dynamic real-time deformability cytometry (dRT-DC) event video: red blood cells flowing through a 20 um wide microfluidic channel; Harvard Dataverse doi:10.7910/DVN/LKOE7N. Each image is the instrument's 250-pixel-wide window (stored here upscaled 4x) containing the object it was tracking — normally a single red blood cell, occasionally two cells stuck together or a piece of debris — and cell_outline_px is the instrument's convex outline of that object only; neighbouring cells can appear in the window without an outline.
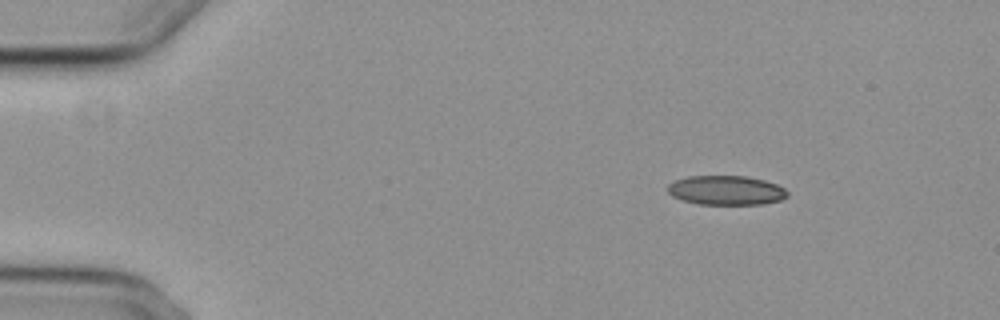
{"species": "common noctule bat (a hibernating species)", "species_latin": "Nyctalus noctula", "temperature_condition": "cold", "stored_images_in_passage": 48, "camera_frame_rate_fps": 3000, "um_per_image_px": 0.085, "animal": {"sex": "female", "body_mass_g": 29.2, "forearm_length_mm": 56.3}, "frame": {"image": 1, "passage_image": 1, "time_ms": 0.0, "image_size_px": [1000, 320], "cell_outline_px": [[788, 196], [780, 200], [764, 204], [696, 204], [672, 196], [668, 192], [668, 184], [676, 180], [688, 176], [744, 176], [764, 180], [776, 184], [784, 188], [788, 192]], "centroid_in_image_um": [61.73, 16.18], "position_along_channel_um": 23.3, "area_um2": 20.4}}
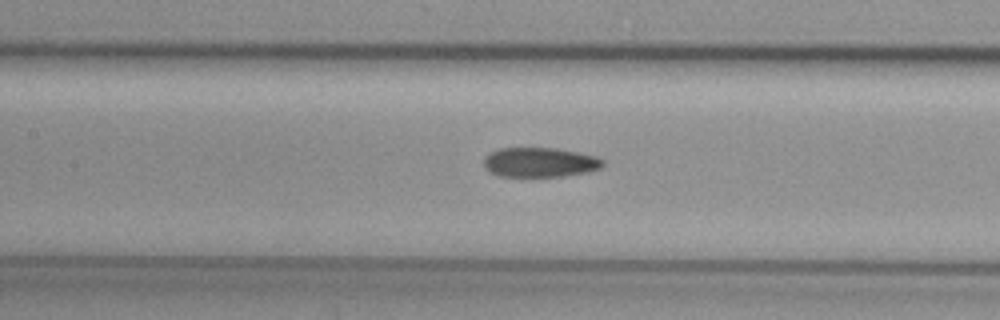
{"frame": {"image": 2, "passage_image": 19, "time_ms": 6.0, "image_size_px": [1000, 320], "cell_outline_px": [[604, 164], [600, 168], [588, 172], [564, 176], [500, 176], [488, 172], [484, 168], [484, 156], [500, 148], [556, 148], [580, 152], [596, 156], [604, 160]], "centroid_in_image_um": [45.89, 13.79], "position_along_channel_um": 161.5, "area_um2": 20.69}}
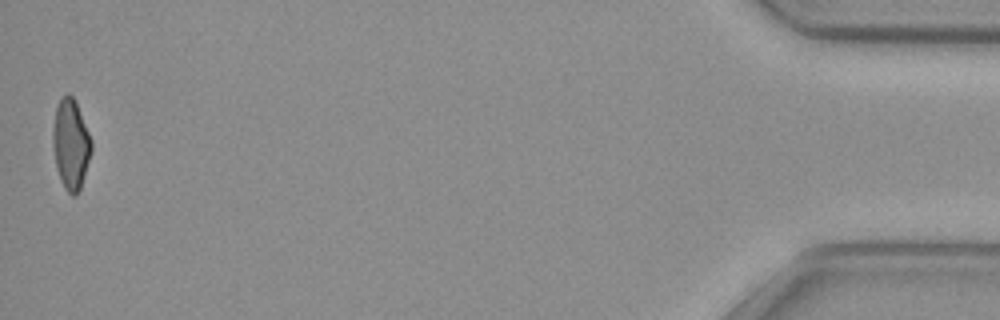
{"frame": {"image": 3, "passage_image": 48, "time_ms": 15.667, "image_size_px": [1000, 320], "cell_outline_px": [[92, 148], [80, 188], [76, 196], [72, 196], [64, 188], [60, 180], [56, 168], [52, 144], [52, 128], [56, 108], [60, 96], [68, 92], [72, 96], [76, 104], [92, 140]], "centroid_in_image_um": [5.99, 12.25], "position_along_channel_um": 429.2, "area_um2": 20.23}, "authors_computed_cell_mechanics": {"area_um2": 21.1837, "velocity_mm_per_s": 3.7506, "shape_relaxation_time_tau1_ms": null, "shape_relaxation_time_tau2_ms": 3.4904, "deformation_change_tau1": null, "deformation_change_tau2": 0.0979}}